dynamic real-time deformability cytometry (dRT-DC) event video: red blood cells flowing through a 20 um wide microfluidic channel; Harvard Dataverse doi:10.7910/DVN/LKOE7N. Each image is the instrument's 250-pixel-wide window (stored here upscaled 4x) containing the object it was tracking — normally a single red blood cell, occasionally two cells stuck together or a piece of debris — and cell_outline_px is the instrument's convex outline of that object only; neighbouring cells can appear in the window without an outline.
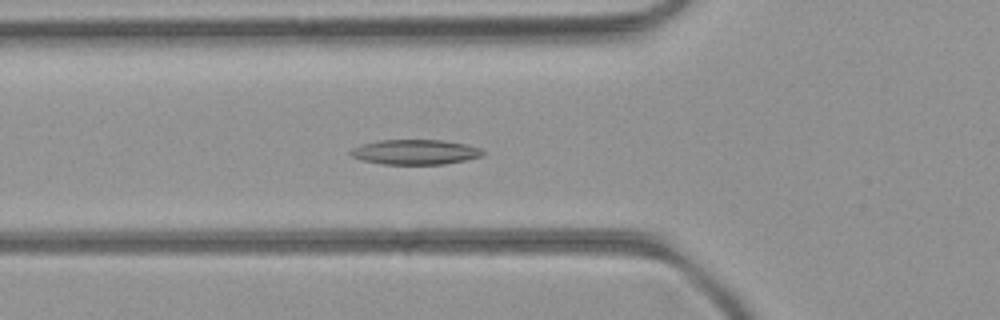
{"species": "common noctule bat (a hibernating species)", "species_latin": "Nyctalus noctula", "temperature_condition": "room temperature", "stored_images_in_passage": 37, "camera_frame_rate_fps": 3000, "um_per_image_px": 0.085, "animal": {"sex": "female", "body_mass_g": 21.9}, "frame": {"image": 1, "passage_image": 10, "time_ms": 3.0, "image_size_px": [1000, 320], "cell_outline_px": [[484, 156], [444, 164], [380, 164], [360, 160], [352, 156], [348, 152], [352, 148], [364, 144], [380, 140], [440, 140], [468, 144], [480, 148], [484, 152]], "centroid_in_image_um": [35.29, 12.92], "position_along_channel_um": 90.5, "area_um2": 19.25}}
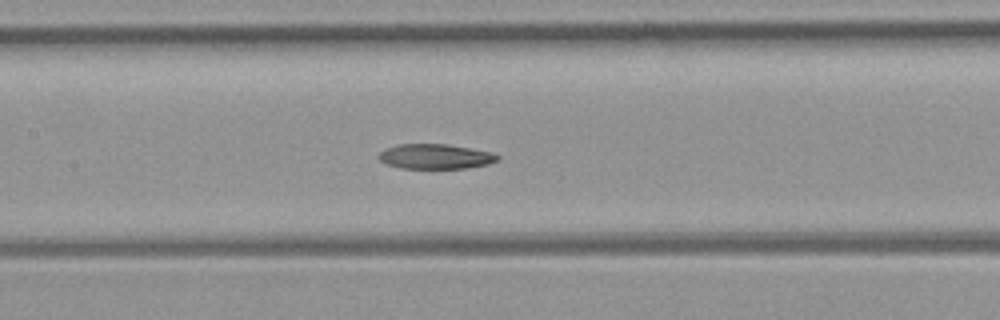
{"frame": {"image": 2, "passage_image": 16, "time_ms": 5.0, "image_size_px": [1000, 320], "cell_outline_px": [[500, 160], [488, 164], [468, 168], [400, 168], [388, 164], [380, 160], [380, 152], [384, 148], [396, 144], [448, 144], [496, 152], [500, 156]], "centroid_in_image_um": [37.08, 13.29], "position_along_channel_um": 170.3, "area_um2": 17.46}}
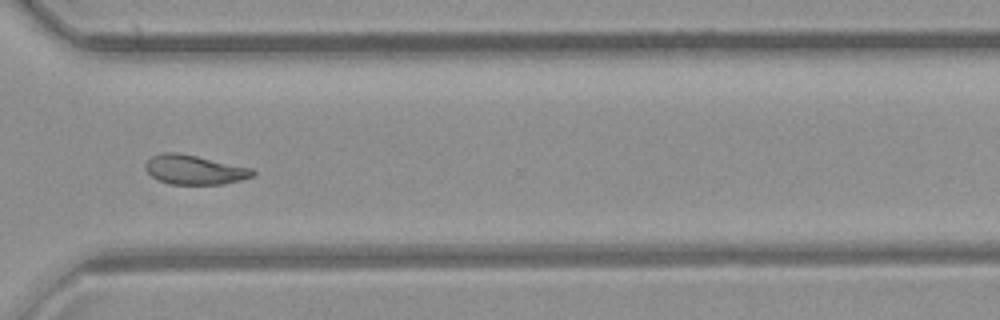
{"frame": {"image": 3, "passage_image": 30, "time_ms": 9.667, "image_size_px": [1000, 320], "cell_outline_px": [[256, 172], [252, 176], [240, 180], [224, 184], [172, 184], [156, 180], [144, 168], [144, 164], [152, 156], [164, 152], [176, 152], [196, 156], [252, 168]], "centroid_in_image_um": [16.5, 14.43], "position_along_channel_um": 354.1, "area_um2": 18.26}, "authors_computed_cell_mechanics": {"area_um2": 18.785, "velocity_mm_per_s": 3.9545, "shape_relaxation_time_tau1_ms": 10.0114, "shape_relaxation_time_tau2_ms": null, "deformation_change_tau1": 0.2086, "deformation_change_tau2": null}}